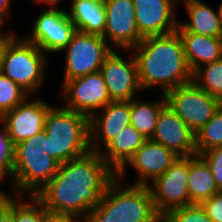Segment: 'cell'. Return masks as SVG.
<instances>
[{"label":"cell","mask_w":222,"mask_h":222,"mask_svg":"<svg viewBox=\"0 0 222 222\" xmlns=\"http://www.w3.org/2000/svg\"><path fill=\"white\" fill-rule=\"evenodd\" d=\"M116 173L99 152L89 151L59 165L53 178L34 196L51 213L73 214L87 218L99 205Z\"/></svg>","instance_id":"6da1fadb"},{"label":"cell","mask_w":222,"mask_h":222,"mask_svg":"<svg viewBox=\"0 0 222 222\" xmlns=\"http://www.w3.org/2000/svg\"><path fill=\"white\" fill-rule=\"evenodd\" d=\"M138 68L142 90L161 86V94L193 81L183 43L177 31L143 38L131 49Z\"/></svg>","instance_id":"7a4b0ae2"},{"label":"cell","mask_w":222,"mask_h":222,"mask_svg":"<svg viewBox=\"0 0 222 222\" xmlns=\"http://www.w3.org/2000/svg\"><path fill=\"white\" fill-rule=\"evenodd\" d=\"M119 182L115 177L108 184L86 222H150L158 215L147 185L130 184L125 188Z\"/></svg>","instance_id":"3957f363"},{"label":"cell","mask_w":222,"mask_h":222,"mask_svg":"<svg viewBox=\"0 0 222 222\" xmlns=\"http://www.w3.org/2000/svg\"><path fill=\"white\" fill-rule=\"evenodd\" d=\"M45 129L13 145L12 178L17 195H35L57 173L59 163L46 151Z\"/></svg>","instance_id":"277c9868"},{"label":"cell","mask_w":222,"mask_h":222,"mask_svg":"<svg viewBox=\"0 0 222 222\" xmlns=\"http://www.w3.org/2000/svg\"><path fill=\"white\" fill-rule=\"evenodd\" d=\"M45 153L59 164L90 151L89 118L81 113L53 106L46 114Z\"/></svg>","instance_id":"5b68a950"},{"label":"cell","mask_w":222,"mask_h":222,"mask_svg":"<svg viewBox=\"0 0 222 222\" xmlns=\"http://www.w3.org/2000/svg\"><path fill=\"white\" fill-rule=\"evenodd\" d=\"M14 33L6 39L1 55L0 72L30 96L44 84L47 54L37 45ZM18 38V39H17Z\"/></svg>","instance_id":"8992f818"},{"label":"cell","mask_w":222,"mask_h":222,"mask_svg":"<svg viewBox=\"0 0 222 222\" xmlns=\"http://www.w3.org/2000/svg\"><path fill=\"white\" fill-rule=\"evenodd\" d=\"M167 105L195 134L213 117L222 102L201 89L194 81L175 87L165 94Z\"/></svg>","instance_id":"52a82bcc"},{"label":"cell","mask_w":222,"mask_h":222,"mask_svg":"<svg viewBox=\"0 0 222 222\" xmlns=\"http://www.w3.org/2000/svg\"><path fill=\"white\" fill-rule=\"evenodd\" d=\"M66 50L64 81L100 71L112 46L100 35L76 31Z\"/></svg>","instance_id":"ba28073f"},{"label":"cell","mask_w":222,"mask_h":222,"mask_svg":"<svg viewBox=\"0 0 222 222\" xmlns=\"http://www.w3.org/2000/svg\"><path fill=\"white\" fill-rule=\"evenodd\" d=\"M189 157H178L162 175L155 178L148 187L157 214L190 205L188 193Z\"/></svg>","instance_id":"9c48e42d"},{"label":"cell","mask_w":222,"mask_h":222,"mask_svg":"<svg viewBox=\"0 0 222 222\" xmlns=\"http://www.w3.org/2000/svg\"><path fill=\"white\" fill-rule=\"evenodd\" d=\"M51 6L35 19L31 36L26 40L37 45L44 53H59L68 45L77 31L67 11L56 7L53 2H42Z\"/></svg>","instance_id":"30bf717a"},{"label":"cell","mask_w":222,"mask_h":222,"mask_svg":"<svg viewBox=\"0 0 222 222\" xmlns=\"http://www.w3.org/2000/svg\"><path fill=\"white\" fill-rule=\"evenodd\" d=\"M62 98L68 103L64 108L81 113L89 119L109 102L107 86L100 71L64 81Z\"/></svg>","instance_id":"8fae6325"},{"label":"cell","mask_w":222,"mask_h":222,"mask_svg":"<svg viewBox=\"0 0 222 222\" xmlns=\"http://www.w3.org/2000/svg\"><path fill=\"white\" fill-rule=\"evenodd\" d=\"M106 24L102 37L116 48L131 50L143 39L138 32L133 0H104ZM109 41H108V39Z\"/></svg>","instance_id":"7c38bea8"},{"label":"cell","mask_w":222,"mask_h":222,"mask_svg":"<svg viewBox=\"0 0 222 222\" xmlns=\"http://www.w3.org/2000/svg\"><path fill=\"white\" fill-rule=\"evenodd\" d=\"M125 51H129L132 58L124 59L113 50L100 68L111 101H131L142 91L135 57L131 50Z\"/></svg>","instance_id":"4fadbf2b"},{"label":"cell","mask_w":222,"mask_h":222,"mask_svg":"<svg viewBox=\"0 0 222 222\" xmlns=\"http://www.w3.org/2000/svg\"><path fill=\"white\" fill-rule=\"evenodd\" d=\"M26 99L0 117L13 145L31 138L45 128V118L52 105L42 99Z\"/></svg>","instance_id":"5bb4252c"},{"label":"cell","mask_w":222,"mask_h":222,"mask_svg":"<svg viewBox=\"0 0 222 222\" xmlns=\"http://www.w3.org/2000/svg\"><path fill=\"white\" fill-rule=\"evenodd\" d=\"M172 150L164 145L147 139L145 143L137 150L127 163L116 173V177L121 180L126 174V167H133L138 175L137 180L132 185H149L151 182L162 175L178 158ZM149 180V181H148Z\"/></svg>","instance_id":"9a60e30c"},{"label":"cell","mask_w":222,"mask_h":222,"mask_svg":"<svg viewBox=\"0 0 222 222\" xmlns=\"http://www.w3.org/2000/svg\"><path fill=\"white\" fill-rule=\"evenodd\" d=\"M138 32L142 38L175 32V12L179 0H133ZM175 9V10H174Z\"/></svg>","instance_id":"2e32d148"},{"label":"cell","mask_w":222,"mask_h":222,"mask_svg":"<svg viewBox=\"0 0 222 222\" xmlns=\"http://www.w3.org/2000/svg\"><path fill=\"white\" fill-rule=\"evenodd\" d=\"M151 140L164 145L179 157L197 155L195 134L168 105L159 114Z\"/></svg>","instance_id":"e0dca14e"},{"label":"cell","mask_w":222,"mask_h":222,"mask_svg":"<svg viewBox=\"0 0 222 222\" xmlns=\"http://www.w3.org/2000/svg\"><path fill=\"white\" fill-rule=\"evenodd\" d=\"M101 110L89 119L90 150L95 152L131 124L130 101H111Z\"/></svg>","instance_id":"ac0fdd59"},{"label":"cell","mask_w":222,"mask_h":222,"mask_svg":"<svg viewBox=\"0 0 222 222\" xmlns=\"http://www.w3.org/2000/svg\"><path fill=\"white\" fill-rule=\"evenodd\" d=\"M181 37L184 54L192 73L203 65L222 58V37L198 35L177 31Z\"/></svg>","instance_id":"d6986e66"},{"label":"cell","mask_w":222,"mask_h":222,"mask_svg":"<svg viewBox=\"0 0 222 222\" xmlns=\"http://www.w3.org/2000/svg\"><path fill=\"white\" fill-rule=\"evenodd\" d=\"M147 139L132 124L124 127L110 142L99 151L107 165L117 173L141 148Z\"/></svg>","instance_id":"ffe728a7"},{"label":"cell","mask_w":222,"mask_h":222,"mask_svg":"<svg viewBox=\"0 0 222 222\" xmlns=\"http://www.w3.org/2000/svg\"><path fill=\"white\" fill-rule=\"evenodd\" d=\"M185 5L189 21H179L176 31H189L198 35L222 37L218 12L201 0H179ZM181 22V23H180Z\"/></svg>","instance_id":"44dd1931"},{"label":"cell","mask_w":222,"mask_h":222,"mask_svg":"<svg viewBox=\"0 0 222 222\" xmlns=\"http://www.w3.org/2000/svg\"><path fill=\"white\" fill-rule=\"evenodd\" d=\"M76 30L102 36L106 24L104 0H82L67 10Z\"/></svg>","instance_id":"7402d4cb"},{"label":"cell","mask_w":222,"mask_h":222,"mask_svg":"<svg viewBox=\"0 0 222 222\" xmlns=\"http://www.w3.org/2000/svg\"><path fill=\"white\" fill-rule=\"evenodd\" d=\"M188 193L190 204H201L219 193L209 166L200 155L189 157Z\"/></svg>","instance_id":"603a6c76"},{"label":"cell","mask_w":222,"mask_h":222,"mask_svg":"<svg viewBox=\"0 0 222 222\" xmlns=\"http://www.w3.org/2000/svg\"><path fill=\"white\" fill-rule=\"evenodd\" d=\"M161 100L140 102L138 98L130 101L131 124L146 139H151L158 122L159 114L167 105L165 94Z\"/></svg>","instance_id":"cb8c5ba5"},{"label":"cell","mask_w":222,"mask_h":222,"mask_svg":"<svg viewBox=\"0 0 222 222\" xmlns=\"http://www.w3.org/2000/svg\"><path fill=\"white\" fill-rule=\"evenodd\" d=\"M193 81L222 102V58L198 68L193 73Z\"/></svg>","instance_id":"d4e9b609"},{"label":"cell","mask_w":222,"mask_h":222,"mask_svg":"<svg viewBox=\"0 0 222 222\" xmlns=\"http://www.w3.org/2000/svg\"><path fill=\"white\" fill-rule=\"evenodd\" d=\"M197 154L215 147H222V105L210 121L195 133Z\"/></svg>","instance_id":"484cf974"},{"label":"cell","mask_w":222,"mask_h":222,"mask_svg":"<svg viewBox=\"0 0 222 222\" xmlns=\"http://www.w3.org/2000/svg\"><path fill=\"white\" fill-rule=\"evenodd\" d=\"M30 95L0 72V117L16 108Z\"/></svg>","instance_id":"4316f807"},{"label":"cell","mask_w":222,"mask_h":222,"mask_svg":"<svg viewBox=\"0 0 222 222\" xmlns=\"http://www.w3.org/2000/svg\"><path fill=\"white\" fill-rule=\"evenodd\" d=\"M20 198V195L16 196V199L14 198L16 222H45L48 210L35 196L30 195L28 202H24Z\"/></svg>","instance_id":"83f0119b"},{"label":"cell","mask_w":222,"mask_h":222,"mask_svg":"<svg viewBox=\"0 0 222 222\" xmlns=\"http://www.w3.org/2000/svg\"><path fill=\"white\" fill-rule=\"evenodd\" d=\"M166 222H213L201 204H190L165 213Z\"/></svg>","instance_id":"f1b7e54d"},{"label":"cell","mask_w":222,"mask_h":222,"mask_svg":"<svg viewBox=\"0 0 222 222\" xmlns=\"http://www.w3.org/2000/svg\"><path fill=\"white\" fill-rule=\"evenodd\" d=\"M207 163L219 191H222V147H215L199 154Z\"/></svg>","instance_id":"f546056e"},{"label":"cell","mask_w":222,"mask_h":222,"mask_svg":"<svg viewBox=\"0 0 222 222\" xmlns=\"http://www.w3.org/2000/svg\"><path fill=\"white\" fill-rule=\"evenodd\" d=\"M201 206L213 222H222V191L203 201Z\"/></svg>","instance_id":"4dcf8cb0"},{"label":"cell","mask_w":222,"mask_h":222,"mask_svg":"<svg viewBox=\"0 0 222 222\" xmlns=\"http://www.w3.org/2000/svg\"><path fill=\"white\" fill-rule=\"evenodd\" d=\"M13 144L7 135L5 125L0 128V162L12 172Z\"/></svg>","instance_id":"1f68e13d"},{"label":"cell","mask_w":222,"mask_h":222,"mask_svg":"<svg viewBox=\"0 0 222 222\" xmlns=\"http://www.w3.org/2000/svg\"><path fill=\"white\" fill-rule=\"evenodd\" d=\"M81 218L84 220H81ZM45 222H86V219L84 217L73 214H59L48 212L45 218Z\"/></svg>","instance_id":"d6a6232c"},{"label":"cell","mask_w":222,"mask_h":222,"mask_svg":"<svg viewBox=\"0 0 222 222\" xmlns=\"http://www.w3.org/2000/svg\"><path fill=\"white\" fill-rule=\"evenodd\" d=\"M2 222H16L13 197L2 207Z\"/></svg>","instance_id":"836d02e7"},{"label":"cell","mask_w":222,"mask_h":222,"mask_svg":"<svg viewBox=\"0 0 222 222\" xmlns=\"http://www.w3.org/2000/svg\"><path fill=\"white\" fill-rule=\"evenodd\" d=\"M9 176V177H8ZM9 178V180L12 182V193L13 195L16 197L18 196L16 194V192L14 191V185H13V178H12V172L2 163L0 162V183H2V181L6 180V178Z\"/></svg>","instance_id":"e575fe53"},{"label":"cell","mask_w":222,"mask_h":222,"mask_svg":"<svg viewBox=\"0 0 222 222\" xmlns=\"http://www.w3.org/2000/svg\"><path fill=\"white\" fill-rule=\"evenodd\" d=\"M12 0H0V22L3 24L5 22V18L7 15H9V11L11 8V2Z\"/></svg>","instance_id":"d590c367"},{"label":"cell","mask_w":222,"mask_h":222,"mask_svg":"<svg viewBox=\"0 0 222 222\" xmlns=\"http://www.w3.org/2000/svg\"><path fill=\"white\" fill-rule=\"evenodd\" d=\"M11 196L3 192V190H0V209L14 196H12V193H10Z\"/></svg>","instance_id":"8d00e7d4"},{"label":"cell","mask_w":222,"mask_h":222,"mask_svg":"<svg viewBox=\"0 0 222 222\" xmlns=\"http://www.w3.org/2000/svg\"><path fill=\"white\" fill-rule=\"evenodd\" d=\"M2 26H3V24L0 22V45H4L5 44V42H6V39L11 35V33H13V31L12 30H10L9 32H10V34H8V35H3L2 33H1V28H2Z\"/></svg>","instance_id":"74e56055"},{"label":"cell","mask_w":222,"mask_h":222,"mask_svg":"<svg viewBox=\"0 0 222 222\" xmlns=\"http://www.w3.org/2000/svg\"><path fill=\"white\" fill-rule=\"evenodd\" d=\"M150 222H166L165 221V218H164V216L163 215H157L152 221H150Z\"/></svg>","instance_id":"f35d334b"},{"label":"cell","mask_w":222,"mask_h":222,"mask_svg":"<svg viewBox=\"0 0 222 222\" xmlns=\"http://www.w3.org/2000/svg\"><path fill=\"white\" fill-rule=\"evenodd\" d=\"M218 11V16H219V20H220V24L222 26V4L219 6Z\"/></svg>","instance_id":"ab89813d"},{"label":"cell","mask_w":222,"mask_h":222,"mask_svg":"<svg viewBox=\"0 0 222 222\" xmlns=\"http://www.w3.org/2000/svg\"><path fill=\"white\" fill-rule=\"evenodd\" d=\"M34 2L42 3V2H53L54 0H33Z\"/></svg>","instance_id":"60d3db41"},{"label":"cell","mask_w":222,"mask_h":222,"mask_svg":"<svg viewBox=\"0 0 222 222\" xmlns=\"http://www.w3.org/2000/svg\"><path fill=\"white\" fill-rule=\"evenodd\" d=\"M58 1H59V0H54L53 3H54V4H58V3H59ZM78 1H82V0H72L71 5L74 4V3H76V2H78Z\"/></svg>","instance_id":"b9f144b4"},{"label":"cell","mask_w":222,"mask_h":222,"mask_svg":"<svg viewBox=\"0 0 222 222\" xmlns=\"http://www.w3.org/2000/svg\"><path fill=\"white\" fill-rule=\"evenodd\" d=\"M4 45H0V65H1V55L3 51Z\"/></svg>","instance_id":"7bdbcfd3"},{"label":"cell","mask_w":222,"mask_h":222,"mask_svg":"<svg viewBox=\"0 0 222 222\" xmlns=\"http://www.w3.org/2000/svg\"><path fill=\"white\" fill-rule=\"evenodd\" d=\"M0 222H2V208L0 209Z\"/></svg>","instance_id":"ee69618b"}]
</instances>
